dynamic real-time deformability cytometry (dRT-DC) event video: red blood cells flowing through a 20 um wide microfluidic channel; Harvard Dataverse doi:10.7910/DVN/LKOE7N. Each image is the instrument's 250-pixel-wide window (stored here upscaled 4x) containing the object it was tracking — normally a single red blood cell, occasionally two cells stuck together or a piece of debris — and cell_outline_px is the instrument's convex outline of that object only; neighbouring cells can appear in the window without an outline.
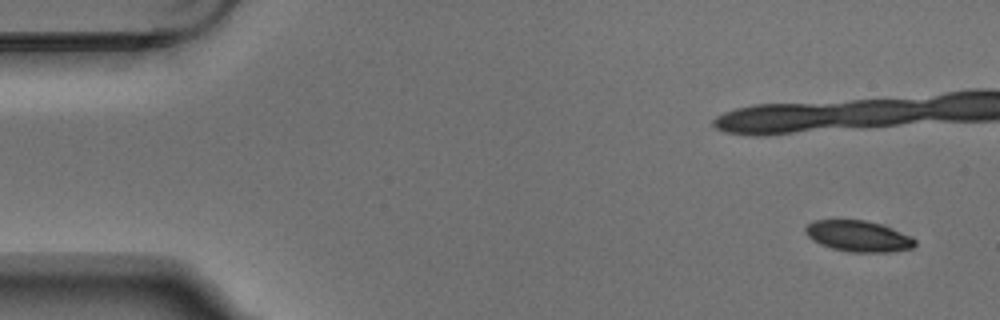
{"species": "Egyptian fruit bat (a non-hibernating species)", "species_latin": "Rousettus aegyptiacus", "temperature_condition": "warm", "stored_images_in_passage": 7, "camera_frame_rate_fps": 3000, "um_per_image_px": 0.085, "animal": {"sex": "male"}, "frame": {"image": 1, "passage_image": 1, "time_ms": 0.0, "image_size_px": [1000, 320], "cell_outline_px": [[916, 244], [912, 248], [888, 252], [848, 252], [832, 248], [820, 244], [812, 240], [804, 232], [804, 228], [812, 220], [868, 220], [880, 224], [900, 232], [916, 240]], "centroid_in_image_um": [72.91, 20.07], "position_along_channel_um": 12.1, "area_um2": 19.71}}
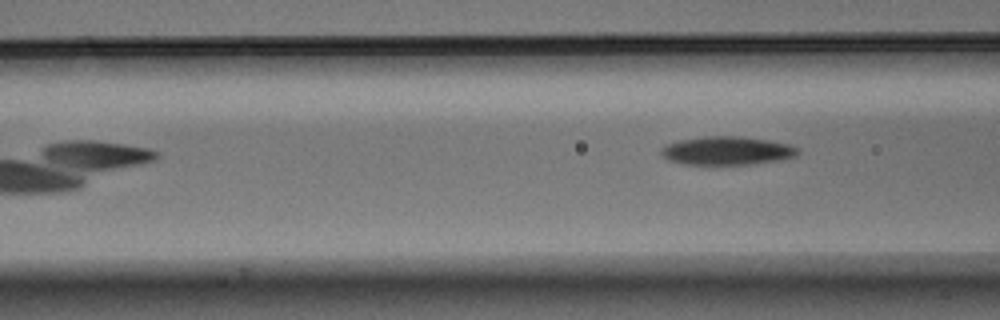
{"frame": {"image": 2, "passage_image": 7, "time_ms": 2.0, "image_size_px": [1000, 320], "cell_outline_px": [[800, 152], [796, 156], [756, 164], [684, 164], [668, 160], [660, 152], [660, 148], [668, 144], [680, 140], [704, 136], [736, 136], [768, 140], [788, 144], [800, 148]], "centroid_in_image_um": [61.8, 12.81], "position_along_channel_um": 104.8, "area_um2": 22.54}}